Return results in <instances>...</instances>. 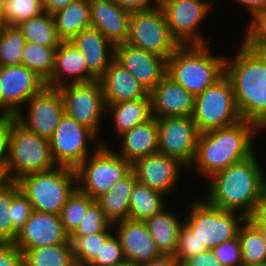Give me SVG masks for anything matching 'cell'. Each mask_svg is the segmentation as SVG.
<instances>
[{"mask_svg": "<svg viewBox=\"0 0 266 266\" xmlns=\"http://www.w3.org/2000/svg\"><path fill=\"white\" fill-rule=\"evenodd\" d=\"M0 266H24L23 253L13 242H0Z\"/></svg>", "mask_w": 266, "mask_h": 266, "instance_id": "obj_48", "label": "cell"}, {"mask_svg": "<svg viewBox=\"0 0 266 266\" xmlns=\"http://www.w3.org/2000/svg\"><path fill=\"white\" fill-rule=\"evenodd\" d=\"M208 249L205 244L200 241L184 223L178 233V243L174 257L181 265L185 260L196 256L199 253L205 252Z\"/></svg>", "mask_w": 266, "mask_h": 266, "instance_id": "obj_43", "label": "cell"}, {"mask_svg": "<svg viewBox=\"0 0 266 266\" xmlns=\"http://www.w3.org/2000/svg\"><path fill=\"white\" fill-rule=\"evenodd\" d=\"M95 202L90 196L76 189L59 214L65 232L70 235L84 218L87 209Z\"/></svg>", "mask_w": 266, "mask_h": 266, "instance_id": "obj_38", "label": "cell"}, {"mask_svg": "<svg viewBox=\"0 0 266 266\" xmlns=\"http://www.w3.org/2000/svg\"><path fill=\"white\" fill-rule=\"evenodd\" d=\"M11 181L0 185V242H13V221L11 219Z\"/></svg>", "mask_w": 266, "mask_h": 266, "instance_id": "obj_44", "label": "cell"}, {"mask_svg": "<svg viewBox=\"0 0 266 266\" xmlns=\"http://www.w3.org/2000/svg\"><path fill=\"white\" fill-rule=\"evenodd\" d=\"M124 259L120 240L116 234L113 233L105 241L100 252L88 266H112Z\"/></svg>", "mask_w": 266, "mask_h": 266, "instance_id": "obj_45", "label": "cell"}, {"mask_svg": "<svg viewBox=\"0 0 266 266\" xmlns=\"http://www.w3.org/2000/svg\"><path fill=\"white\" fill-rule=\"evenodd\" d=\"M58 37L71 41L82 30L91 27L89 0L71 2L64 9L53 14Z\"/></svg>", "mask_w": 266, "mask_h": 266, "instance_id": "obj_30", "label": "cell"}, {"mask_svg": "<svg viewBox=\"0 0 266 266\" xmlns=\"http://www.w3.org/2000/svg\"><path fill=\"white\" fill-rule=\"evenodd\" d=\"M248 10L252 19L256 14L266 10V0H235Z\"/></svg>", "mask_w": 266, "mask_h": 266, "instance_id": "obj_52", "label": "cell"}, {"mask_svg": "<svg viewBox=\"0 0 266 266\" xmlns=\"http://www.w3.org/2000/svg\"><path fill=\"white\" fill-rule=\"evenodd\" d=\"M240 44L235 56L225 54V75L231 81L241 119L266 131V54Z\"/></svg>", "mask_w": 266, "mask_h": 266, "instance_id": "obj_2", "label": "cell"}, {"mask_svg": "<svg viewBox=\"0 0 266 266\" xmlns=\"http://www.w3.org/2000/svg\"><path fill=\"white\" fill-rule=\"evenodd\" d=\"M215 257L223 266H243L241 258V244L238 236L227 239L212 249Z\"/></svg>", "mask_w": 266, "mask_h": 266, "instance_id": "obj_46", "label": "cell"}, {"mask_svg": "<svg viewBox=\"0 0 266 266\" xmlns=\"http://www.w3.org/2000/svg\"><path fill=\"white\" fill-rule=\"evenodd\" d=\"M2 4L3 0H0V31H2L4 28L8 26L7 20L3 15Z\"/></svg>", "mask_w": 266, "mask_h": 266, "instance_id": "obj_55", "label": "cell"}, {"mask_svg": "<svg viewBox=\"0 0 266 266\" xmlns=\"http://www.w3.org/2000/svg\"><path fill=\"white\" fill-rule=\"evenodd\" d=\"M6 179L0 174V185H2Z\"/></svg>", "mask_w": 266, "mask_h": 266, "instance_id": "obj_58", "label": "cell"}, {"mask_svg": "<svg viewBox=\"0 0 266 266\" xmlns=\"http://www.w3.org/2000/svg\"><path fill=\"white\" fill-rule=\"evenodd\" d=\"M102 140L91 129L64 114L49 139L52 160L57 166L75 169L100 145L108 146L107 141ZM89 145H95L93 150Z\"/></svg>", "mask_w": 266, "mask_h": 266, "instance_id": "obj_10", "label": "cell"}, {"mask_svg": "<svg viewBox=\"0 0 266 266\" xmlns=\"http://www.w3.org/2000/svg\"><path fill=\"white\" fill-rule=\"evenodd\" d=\"M71 41L84 55L88 71L98 80L115 58V46L93 27L82 30Z\"/></svg>", "mask_w": 266, "mask_h": 266, "instance_id": "obj_25", "label": "cell"}, {"mask_svg": "<svg viewBox=\"0 0 266 266\" xmlns=\"http://www.w3.org/2000/svg\"><path fill=\"white\" fill-rule=\"evenodd\" d=\"M203 200L190 201L192 204L188 206L187 215L184 213V224L195 233L201 244L212 250L225 240L236 238L247 218L241 213L214 207Z\"/></svg>", "mask_w": 266, "mask_h": 266, "instance_id": "obj_8", "label": "cell"}, {"mask_svg": "<svg viewBox=\"0 0 266 266\" xmlns=\"http://www.w3.org/2000/svg\"><path fill=\"white\" fill-rule=\"evenodd\" d=\"M183 169L188 171V167L179 159L159 152L141 157L132 163L138 182L166 196L177 188Z\"/></svg>", "mask_w": 266, "mask_h": 266, "instance_id": "obj_17", "label": "cell"}, {"mask_svg": "<svg viewBox=\"0 0 266 266\" xmlns=\"http://www.w3.org/2000/svg\"><path fill=\"white\" fill-rule=\"evenodd\" d=\"M223 54L212 53L209 44L181 45L167 59L166 75L195 97L225 75Z\"/></svg>", "mask_w": 266, "mask_h": 266, "instance_id": "obj_4", "label": "cell"}, {"mask_svg": "<svg viewBox=\"0 0 266 266\" xmlns=\"http://www.w3.org/2000/svg\"><path fill=\"white\" fill-rule=\"evenodd\" d=\"M126 43L166 60L181 46L172 36L159 5L152 9L132 12Z\"/></svg>", "mask_w": 266, "mask_h": 266, "instance_id": "obj_11", "label": "cell"}, {"mask_svg": "<svg viewBox=\"0 0 266 266\" xmlns=\"http://www.w3.org/2000/svg\"><path fill=\"white\" fill-rule=\"evenodd\" d=\"M112 223L105 217L101 205L95 201L69 237H84L104 232Z\"/></svg>", "mask_w": 266, "mask_h": 266, "instance_id": "obj_40", "label": "cell"}, {"mask_svg": "<svg viewBox=\"0 0 266 266\" xmlns=\"http://www.w3.org/2000/svg\"><path fill=\"white\" fill-rule=\"evenodd\" d=\"M25 44L26 39L17 26L8 25L0 31V66L21 65Z\"/></svg>", "mask_w": 266, "mask_h": 266, "instance_id": "obj_37", "label": "cell"}, {"mask_svg": "<svg viewBox=\"0 0 266 266\" xmlns=\"http://www.w3.org/2000/svg\"><path fill=\"white\" fill-rule=\"evenodd\" d=\"M249 266H266V263H259V264H255V265H249Z\"/></svg>", "mask_w": 266, "mask_h": 266, "instance_id": "obj_59", "label": "cell"}, {"mask_svg": "<svg viewBox=\"0 0 266 266\" xmlns=\"http://www.w3.org/2000/svg\"><path fill=\"white\" fill-rule=\"evenodd\" d=\"M180 266H223L212 250L199 253L196 256L185 260Z\"/></svg>", "mask_w": 266, "mask_h": 266, "instance_id": "obj_49", "label": "cell"}, {"mask_svg": "<svg viewBox=\"0 0 266 266\" xmlns=\"http://www.w3.org/2000/svg\"><path fill=\"white\" fill-rule=\"evenodd\" d=\"M16 183L33 210L57 215L77 189L75 169L57 165L47 171L26 174Z\"/></svg>", "mask_w": 266, "mask_h": 266, "instance_id": "obj_5", "label": "cell"}, {"mask_svg": "<svg viewBox=\"0 0 266 266\" xmlns=\"http://www.w3.org/2000/svg\"><path fill=\"white\" fill-rule=\"evenodd\" d=\"M98 80L102 87L105 104L150 98L146 89L115 58Z\"/></svg>", "mask_w": 266, "mask_h": 266, "instance_id": "obj_24", "label": "cell"}, {"mask_svg": "<svg viewBox=\"0 0 266 266\" xmlns=\"http://www.w3.org/2000/svg\"><path fill=\"white\" fill-rule=\"evenodd\" d=\"M256 153L208 178L204 199L214 207L236 211L248 218L266 191V174Z\"/></svg>", "mask_w": 266, "mask_h": 266, "instance_id": "obj_1", "label": "cell"}, {"mask_svg": "<svg viewBox=\"0 0 266 266\" xmlns=\"http://www.w3.org/2000/svg\"><path fill=\"white\" fill-rule=\"evenodd\" d=\"M112 148L100 145L75 168L77 189L95 201L132 170V163Z\"/></svg>", "mask_w": 266, "mask_h": 266, "instance_id": "obj_6", "label": "cell"}, {"mask_svg": "<svg viewBox=\"0 0 266 266\" xmlns=\"http://www.w3.org/2000/svg\"><path fill=\"white\" fill-rule=\"evenodd\" d=\"M247 220L253 226H266V191L257 201L252 214Z\"/></svg>", "mask_w": 266, "mask_h": 266, "instance_id": "obj_51", "label": "cell"}, {"mask_svg": "<svg viewBox=\"0 0 266 266\" xmlns=\"http://www.w3.org/2000/svg\"><path fill=\"white\" fill-rule=\"evenodd\" d=\"M49 140L39 137L11 116V135L7 180L16 181L20 177L53 169Z\"/></svg>", "mask_w": 266, "mask_h": 266, "instance_id": "obj_7", "label": "cell"}, {"mask_svg": "<svg viewBox=\"0 0 266 266\" xmlns=\"http://www.w3.org/2000/svg\"><path fill=\"white\" fill-rule=\"evenodd\" d=\"M56 49L57 47H44L37 43L26 42L22 49L21 65L47 82L53 71Z\"/></svg>", "mask_w": 266, "mask_h": 266, "instance_id": "obj_34", "label": "cell"}, {"mask_svg": "<svg viewBox=\"0 0 266 266\" xmlns=\"http://www.w3.org/2000/svg\"><path fill=\"white\" fill-rule=\"evenodd\" d=\"M24 266H77L73 245L66 243L22 251Z\"/></svg>", "mask_w": 266, "mask_h": 266, "instance_id": "obj_32", "label": "cell"}, {"mask_svg": "<svg viewBox=\"0 0 266 266\" xmlns=\"http://www.w3.org/2000/svg\"><path fill=\"white\" fill-rule=\"evenodd\" d=\"M172 36L180 45H205L199 26L212 11V0H159Z\"/></svg>", "mask_w": 266, "mask_h": 266, "instance_id": "obj_12", "label": "cell"}, {"mask_svg": "<svg viewBox=\"0 0 266 266\" xmlns=\"http://www.w3.org/2000/svg\"><path fill=\"white\" fill-rule=\"evenodd\" d=\"M112 266H138V265H135L131 261H128V260L124 259L123 261H121L119 263H116V264H114Z\"/></svg>", "mask_w": 266, "mask_h": 266, "instance_id": "obj_57", "label": "cell"}, {"mask_svg": "<svg viewBox=\"0 0 266 266\" xmlns=\"http://www.w3.org/2000/svg\"><path fill=\"white\" fill-rule=\"evenodd\" d=\"M158 152L179 159L187 167L193 162L200 131L192 116L157 119Z\"/></svg>", "mask_w": 266, "mask_h": 266, "instance_id": "obj_15", "label": "cell"}, {"mask_svg": "<svg viewBox=\"0 0 266 266\" xmlns=\"http://www.w3.org/2000/svg\"><path fill=\"white\" fill-rule=\"evenodd\" d=\"M2 10L8 25L16 26L20 22L41 14L43 12V1L3 0Z\"/></svg>", "mask_w": 266, "mask_h": 266, "instance_id": "obj_39", "label": "cell"}, {"mask_svg": "<svg viewBox=\"0 0 266 266\" xmlns=\"http://www.w3.org/2000/svg\"><path fill=\"white\" fill-rule=\"evenodd\" d=\"M97 80L87 69L84 55L72 41H61L56 49L54 67L46 86L59 88L66 84Z\"/></svg>", "mask_w": 266, "mask_h": 266, "instance_id": "obj_22", "label": "cell"}, {"mask_svg": "<svg viewBox=\"0 0 266 266\" xmlns=\"http://www.w3.org/2000/svg\"><path fill=\"white\" fill-rule=\"evenodd\" d=\"M262 130L253 122L241 119L237 123L200 132L196 154L188 171L210 178L255 152L256 135ZM194 169V170H193Z\"/></svg>", "mask_w": 266, "mask_h": 266, "instance_id": "obj_3", "label": "cell"}, {"mask_svg": "<svg viewBox=\"0 0 266 266\" xmlns=\"http://www.w3.org/2000/svg\"><path fill=\"white\" fill-rule=\"evenodd\" d=\"M16 119L39 137L49 140L65 114L64 101L58 88L45 87L33 95ZM26 113H24V112Z\"/></svg>", "mask_w": 266, "mask_h": 266, "instance_id": "obj_16", "label": "cell"}, {"mask_svg": "<svg viewBox=\"0 0 266 266\" xmlns=\"http://www.w3.org/2000/svg\"><path fill=\"white\" fill-rule=\"evenodd\" d=\"M136 182V175L131 170L124 178L118 180L111 190L97 200L105 217L112 224L129 218L131 194Z\"/></svg>", "mask_w": 266, "mask_h": 266, "instance_id": "obj_29", "label": "cell"}, {"mask_svg": "<svg viewBox=\"0 0 266 266\" xmlns=\"http://www.w3.org/2000/svg\"><path fill=\"white\" fill-rule=\"evenodd\" d=\"M68 240L69 235L65 232L59 215L33 210L13 243L22 252L26 249L63 244Z\"/></svg>", "mask_w": 266, "mask_h": 266, "instance_id": "obj_19", "label": "cell"}, {"mask_svg": "<svg viewBox=\"0 0 266 266\" xmlns=\"http://www.w3.org/2000/svg\"><path fill=\"white\" fill-rule=\"evenodd\" d=\"M144 222L160 254L174 256L178 243V233L184 219L178 217L176 211L172 212L169 208H164Z\"/></svg>", "mask_w": 266, "mask_h": 266, "instance_id": "obj_27", "label": "cell"}, {"mask_svg": "<svg viewBox=\"0 0 266 266\" xmlns=\"http://www.w3.org/2000/svg\"><path fill=\"white\" fill-rule=\"evenodd\" d=\"M114 233L111 224L104 232L84 237H69L77 266H88L100 252L102 245Z\"/></svg>", "mask_w": 266, "mask_h": 266, "instance_id": "obj_36", "label": "cell"}, {"mask_svg": "<svg viewBox=\"0 0 266 266\" xmlns=\"http://www.w3.org/2000/svg\"><path fill=\"white\" fill-rule=\"evenodd\" d=\"M91 27L98 29L114 46L126 43L132 12L113 0H89Z\"/></svg>", "mask_w": 266, "mask_h": 266, "instance_id": "obj_23", "label": "cell"}, {"mask_svg": "<svg viewBox=\"0 0 266 266\" xmlns=\"http://www.w3.org/2000/svg\"><path fill=\"white\" fill-rule=\"evenodd\" d=\"M166 195L136 182L129 205V218L135 221H145L154 214L161 212L169 204H166Z\"/></svg>", "mask_w": 266, "mask_h": 266, "instance_id": "obj_31", "label": "cell"}, {"mask_svg": "<svg viewBox=\"0 0 266 266\" xmlns=\"http://www.w3.org/2000/svg\"><path fill=\"white\" fill-rule=\"evenodd\" d=\"M22 32L26 42L37 43L44 47H58L61 39L57 35L53 15L41 14L16 25Z\"/></svg>", "mask_w": 266, "mask_h": 266, "instance_id": "obj_33", "label": "cell"}, {"mask_svg": "<svg viewBox=\"0 0 266 266\" xmlns=\"http://www.w3.org/2000/svg\"><path fill=\"white\" fill-rule=\"evenodd\" d=\"M11 219L13 221V241L18 232L23 228L25 222L33 212L32 204L28 198L19 190L16 181H11Z\"/></svg>", "mask_w": 266, "mask_h": 266, "instance_id": "obj_41", "label": "cell"}, {"mask_svg": "<svg viewBox=\"0 0 266 266\" xmlns=\"http://www.w3.org/2000/svg\"><path fill=\"white\" fill-rule=\"evenodd\" d=\"M138 266H180L173 255H160L148 263Z\"/></svg>", "mask_w": 266, "mask_h": 266, "instance_id": "obj_54", "label": "cell"}, {"mask_svg": "<svg viewBox=\"0 0 266 266\" xmlns=\"http://www.w3.org/2000/svg\"><path fill=\"white\" fill-rule=\"evenodd\" d=\"M120 8L138 12L156 7L159 0H113Z\"/></svg>", "mask_w": 266, "mask_h": 266, "instance_id": "obj_50", "label": "cell"}, {"mask_svg": "<svg viewBox=\"0 0 266 266\" xmlns=\"http://www.w3.org/2000/svg\"><path fill=\"white\" fill-rule=\"evenodd\" d=\"M115 59L136 78L148 93L166 76L167 60L165 58L127 43L115 45Z\"/></svg>", "mask_w": 266, "mask_h": 266, "instance_id": "obj_18", "label": "cell"}, {"mask_svg": "<svg viewBox=\"0 0 266 266\" xmlns=\"http://www.w3.org/2000/svg\"><path fill=\"white\" fill-rule=\"evenodd\" d=\"M43 1V12L49 13L51 15L64 9L71 2L77 0H42Z\"/></svg>", "mask_w": 266, "mask_h": 266, "instance_id": "obj_53", "label": "cell"}, {"mask_svg": "<svg viewBox=\"0 0 266 266\" xmlns=\"http://www.w3.org/2000/svg\"><path fill=\"white\" fill-rule=\"evenodd\" d=\"M65 114L91 129L99 138L106 114V104L99 80L66 84L58 88Z\"/></svg>", "mask_w": 266, "mask_h": 266, "instance_id": "obj_13", "label": "cell"}, {"mask_svg": "<svg viewBox=\"0 0 266 266\" xmlns=\"http://www.w3.org/2000/svg\"><path fill=\"white\" fill-rule=\"evenodd\" d=\"M246 27L241 42L257 52L266 54V10L250 19Z\"/></svg>", "mask_w": 266, "mask_h": 266, "instance_id": "obj_42", "label": "cell"}, {"mask_svg": "<svg viewBox=\"0 0 266 266\" xmlns=\"http://www.w3.org/2000/svg\"><path fill=\"white\" fill-rule=\"evenodd\" d=\"M152 117L192 116L195 97L167 75L149 93Z\"/></svg>", "mask_w": 266, "mask_h": 266, "instance_id": "obj_21", "label": "cell"}, {"mask_svg": "<svg viewBox=\"0 0 266 266\" xmlns=\"http://www.w3.org/2000/svg\"><path fill=\"white\" fill-rule=\"evenodd\" d=\"M192 118L200 132L230 126L241 120L233 87L226 75L195 96Z\"/></svg>", "mask_w": 266, "mask_h": 266, "instance_id": "obj_9", "label": "cell"}, {"mask_svg": "<svg viewBox=\"0 0 266 266\" xmlns=\"http://www.w3.org/2000/svg\"><path fill=\"white\" fill-rule=\"evenodd\" d=\"M120 142L115 152L133 163L135 160L158 152V123L152 117L147 122L133 127L118 137Z\"/></svg>", "mask_w": 266, "mask_h": 266, "instance_id": "obj_26", "label": "cell"}, {"mask_svg": "<svg viewBox=\"0 0 266 266\" xmlns=\"http://www.w3.org/2000/svg\"><path fill=\"white\" fill-rule=\"evenodd\" d=\"M46 82L24 65L0 66V118L15 116Z\"/></svg>", "mask_w": 266, "mask_h": 266, "instance_id": "obj_14", "label": "cell"}, {"mask_svg": "<svg viewBox=\"0 0 266 266\" xmlns=\"http://www.w3.org/2000/svg\"><path fill=\"white\" fill-rule=\"evenodd\" d=\"M238 238L243 266L266 263V243L247 219L239 228Z\"/></svg>", "mask_w": 266, "mask_h": 266, "instance_id": "obj_35", "label": "cell"}, {"mask_svg": "<svg viewBox=\"0 0 266 266\" xmlns=\"http://www.w3.org/2000/svg\"><path fill=\"white\" fill-rule=\"evenodd\" d=\"M11 135V116L0 118V174L7 180L9 147Z\"/></svg>", "mask_w": 266, "mask_h": 266, "instance_id": "obj_47", "label": "cell"}, {"mask_svg": "<svg viewBox=\"0 0 266 266\" xmlns=\"http://www.w3.org/2000/svg\"><path fill=\"white\" fill-rule=\"evenodd\" d=\"M260 233L262 239L266 243V226H254Z\"/></svg>", "mask_w": 266, "mask_h": 266, "instance_id": "obj_56", "label": "cell"}, {"mask_svg": "<svg viewBox=\"0 0 266 266\" xmlns=\"http://www.w3.org/2000/svg\"><path fill=\"white\" fill-rule=\"evenodd\" d=\"M108 111V112H107ZM112 117L114 132L122 135L133 127L143 124L152 118L151 99L139 98L136 100L122 101L106 104V113Z\"/></svg>", "mask_w": 266, "mask_h": 266, "instance_id": "obj_28", "label": "cell"}, {"mask_svg": "<svg viewBox=\"0 0 266 266\" xmlns=\"http://www.w3.org/2000/svg\"><path fill=\"white\" fill-rule=\"evenodd\" d=\"M112 225L126 260L141 265L161 255L144 221L125 219Z\"/></svg>", "mask_w": 266, "mask_h": 266, "instance_id": "obj_20", "label": "cell"}]
</instances>
